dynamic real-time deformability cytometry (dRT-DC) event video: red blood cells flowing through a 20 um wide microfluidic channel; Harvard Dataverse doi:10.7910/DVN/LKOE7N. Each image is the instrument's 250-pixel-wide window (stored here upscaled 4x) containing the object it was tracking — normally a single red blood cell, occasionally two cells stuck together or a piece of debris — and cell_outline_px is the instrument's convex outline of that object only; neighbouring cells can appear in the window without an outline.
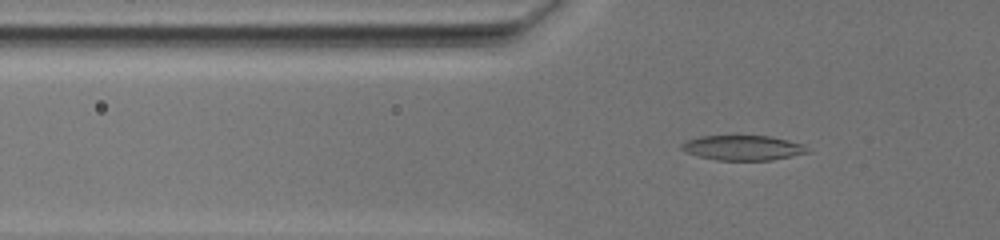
{"species": "common noctule bat (a hibernating species)", "species_latin": "Nyctalus noctula", "temperature_condition": "warm", "stored_images_in_passage": 52, "camera_frame_rate_fps": 3000, "um_per_image_px": 0.085, "animal": {"sex": "female", "body_mass_g": 19.5, "forearm_length_mm": 54.1}, "frame": {"image": 1, "passage_image": 17, "time_ms": 8.0, "image_size_px": [1000, 240], "cell_outline_px": [[812, 152], [772, 160], [716, 160], [700, 156], [688, 152], [680, 148], [680, 144], [684, 140], [700, 136], [768, 136], [788, 140], [804, 144]], "centroid_in_image_um": [63.17, 12.56], "position_along_channel_um": 62.6, "area_um2": 18.32}}
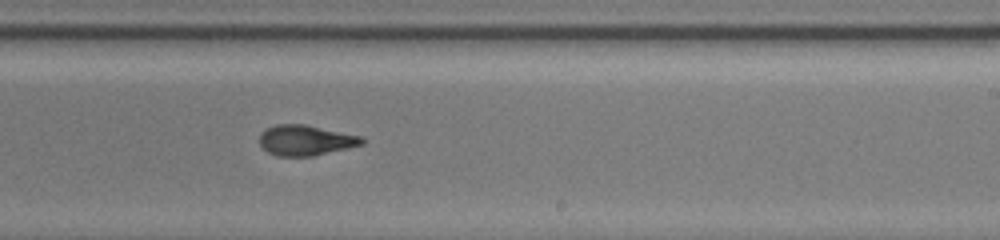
{"frame": {"image": 2, "passage_image": 31, "time_ms": 15.0, "image_size_px": [1000, 240], "cell_outline_px": [[364, 144], [312, 156], [276, 156], [268, 152], [260, 144], [260, 132], [264, 128], [276, 124], [304, 124], [364, 136]], "centroid_in_image_um": [25.97, 11.91], "position_along_channel_um": 263.0, "area_um2": 18.26}}
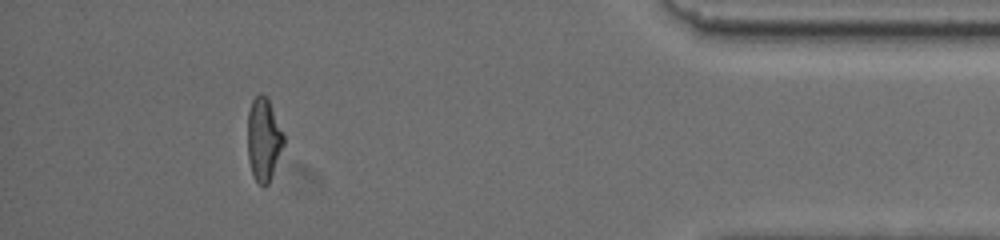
{"frame": {"image": 3, "passage_image": 47, "time_ms": 21.333, "image_size_px": [1000, 240], "cell_outline_px": [[284, 144], [268, 184], [264, 188], [252, 176], [248, 160], [248, 112], [252, 100], [260, 92], [268, 100], [284, 136]], "centroid_in_image_um": [22.38, 11.88], "position_along_channel_um": 412.8, "area_um2": 17.17}}